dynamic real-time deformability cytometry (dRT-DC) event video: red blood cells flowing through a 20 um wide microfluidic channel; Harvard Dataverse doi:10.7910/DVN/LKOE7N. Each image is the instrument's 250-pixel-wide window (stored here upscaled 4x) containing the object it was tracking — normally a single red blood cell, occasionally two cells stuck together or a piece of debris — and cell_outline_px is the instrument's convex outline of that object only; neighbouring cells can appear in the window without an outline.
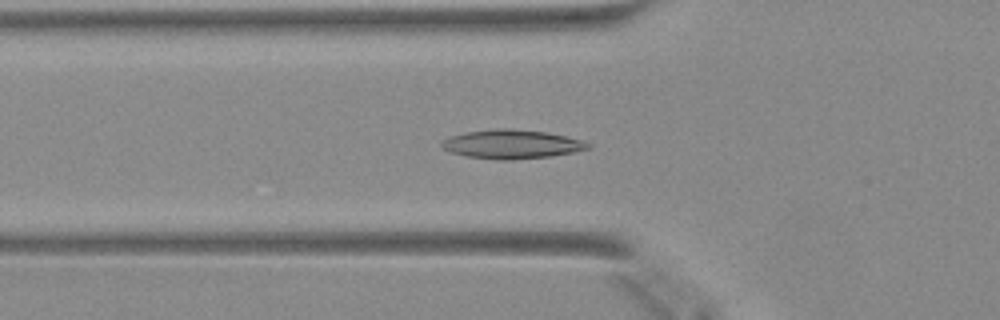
{"species": "Egyptian fruit bat (a non-hibernating species)", "species_latin": "Rousettus aegyptiacus", "temperature_condition": "warm", "stored_images_in_passage": 46, "camera_frame_rate_fps": 3000, "um_per_image_px": 0.085, "animal": {"sex": "female"}, "frame": {"image": 1, "passage_image": 17, "time_ms": 5.333, "image_size_px": [1000, 320], "cell_outline_px": [[592, 148], [552, 156], [512, 160], [496, 160], [464, 156], [452, 152], [444, 148], [440, 144], [448, 136], [468, 132], [496, 128], [508, 128], [548, 132], [584, 140], [592, 144]], "centroid_in_image_um": [43.54, 12.26], "position_along_channel_um": 82.3, "area_um2": 24.85}}
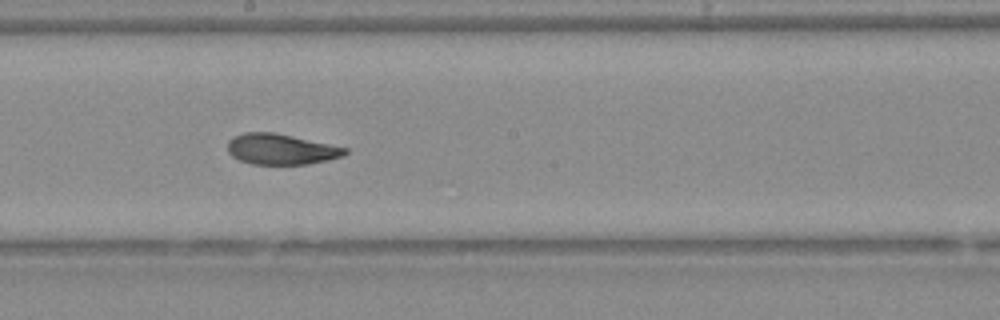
{"frame": {"image": 2, "passage_image": 27, "time_ms": 8.667, "image_size_px": [1000, 320], "cell_outline_px": [[348, 152], [344, 156], [328, 160], [308, 164], [252, 164], [240, 160], [232, 156], [228, 152], [228, 140], [244, 132], [272, 132], [348, 148]], "centroid_in_image_um": [23.89, 12.69], "position_along_channel_um": 224.3, "area_um2": 20.81}}
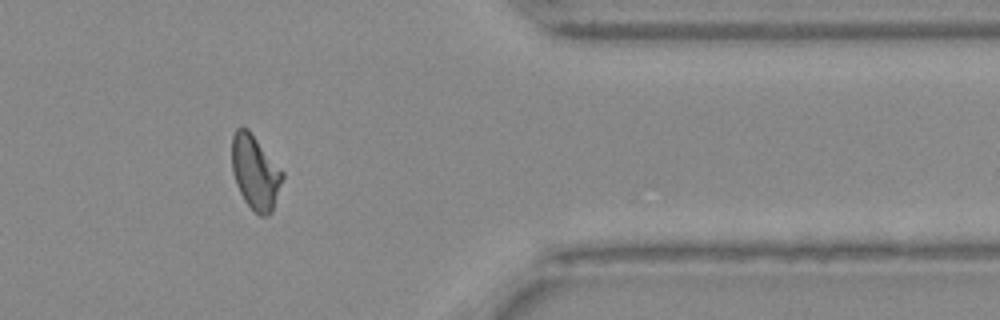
{"frame": {"image": 3, "passage_image": 40, "time_ms": 13.0, "image_size_px": [1000, 320], "cell_outline_px": [[284, 176], [272, 212], [268, 216], [260, 216], [244, 200], [236, 184], [232, 172], [232, 136], [236, 128], [248, 128], [284, 172]], "centroid_in_image_um": [21.7, 14.64], "position_along_channel_um": 389.7, "area_um2": 21.85}}